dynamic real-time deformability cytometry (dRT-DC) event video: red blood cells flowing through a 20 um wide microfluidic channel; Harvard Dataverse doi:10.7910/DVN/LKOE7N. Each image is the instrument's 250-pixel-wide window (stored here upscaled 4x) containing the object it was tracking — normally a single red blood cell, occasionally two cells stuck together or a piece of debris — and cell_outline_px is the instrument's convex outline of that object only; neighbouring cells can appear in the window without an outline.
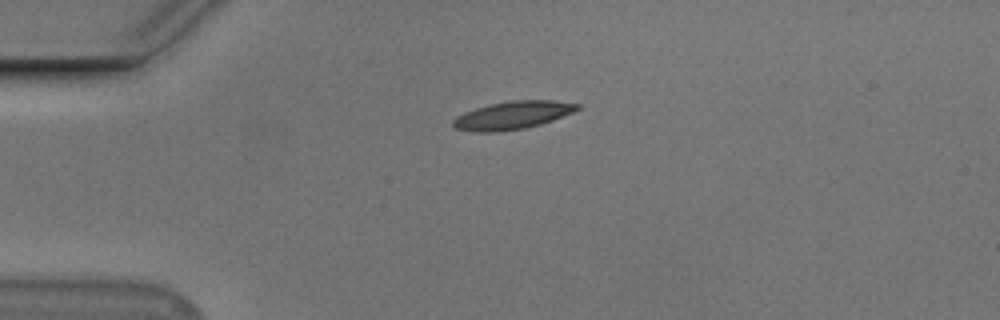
{"species": "Egyptian fruit bat (a non-hibernating species)", "species_latin": "Rousettus aegyptiacus", "temperature_condition": "cold", "stored_images_in_passage": 3, "camera_frame_rate_fps": 3000, "um_per_image_px": 0.085, "animal": {"sex": "male"}, "frame": {"image": 1, "passage_image": 1, "time_ms": 0.0, "image_size_px": [1000, 320], "cell_outline_px": [[580, 108], [572, 112], [552, 120], [540, 124], [524, 128], [492, 132], [476, 132], [452, 128], [452, 120], [456, 116], [464, 112], [488, 104], [512, 100], [556, 100], [580, 104]], "centroid_in_image_um": [43.53, 9.79], "position_along_channel_um": 41.5, "area_um2": 20.23}}
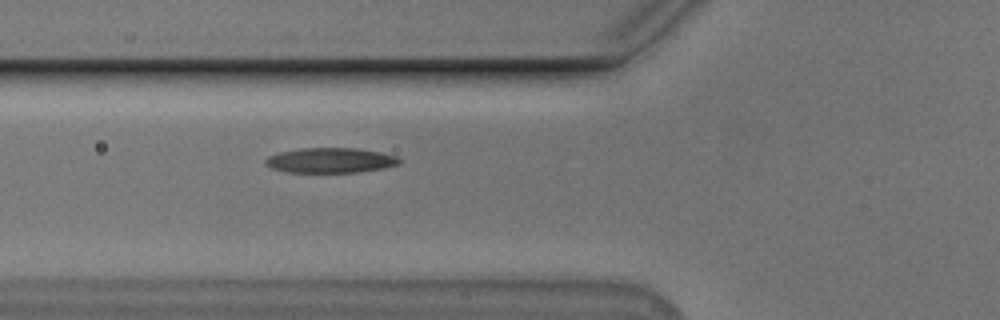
{"frame": {"image": 2, "passage_image": 3, "time_ms": 2.333, "image_size_px": [1000, 320], "cell_outline_px": [[400, 164], [384, 168], [360, 172], [288, 172], [272, 168], [264, 164], [264, 160], [268, 156], [280, 152], [300, 148], [356, 148], [380, 152], [396, 156], [400, 160]], "centroid_in_image_um": [28.08, 13.63], "position_along_channel_um": 97.7, "area_um2": 19.54}}